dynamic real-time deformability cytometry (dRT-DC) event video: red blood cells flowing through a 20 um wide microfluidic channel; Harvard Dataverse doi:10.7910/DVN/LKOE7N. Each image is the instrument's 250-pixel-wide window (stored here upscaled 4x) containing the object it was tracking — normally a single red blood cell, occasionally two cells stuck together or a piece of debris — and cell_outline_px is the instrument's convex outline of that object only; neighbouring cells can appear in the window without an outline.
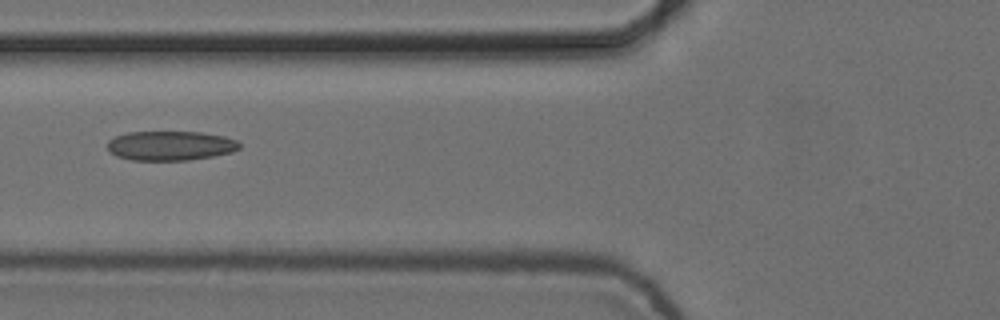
{"species": "common noctule bat (a hibernating species)", "species_latin": "Nyctalus noctula", "temperature_condition": "cold", "stored_images_in_passage": 7, "camera_frame_rate_fps": 3000, "um_per_image_px": 0.085, "animal": {"sex": "female", "body_mass_g": 24.6, "forearm_length_mm": 56.2}, "frame": {"image": 1, "passage_image": 6, "time_ms": 1.667, "image_size_px": [1000, 320], "cell_outline_px": [[240, 148], [232, 152], [212, 156], [188, 160], [132, 160], [116, 156], [108, 148], [108, 140], [116, 136], [128, 132], [200, 132], [224, 136], [236, 140], [240, 144]], "centroid_in_image_um": [14.49, 12.38], "position_along_channel_um": 111.3, "area_um2": 22.54}}
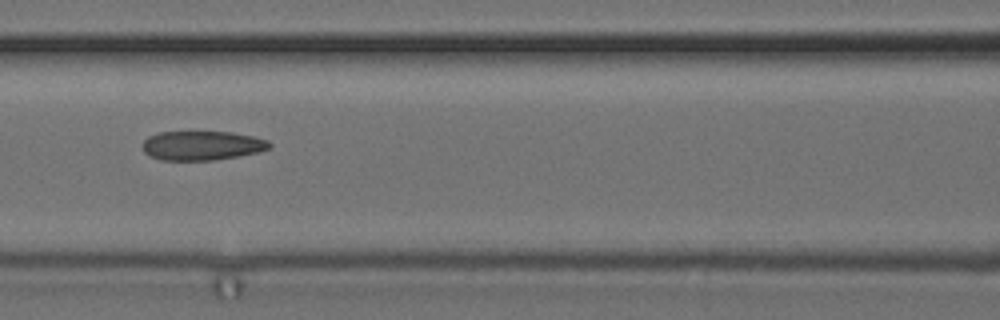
{"frame": {"image": 2, "passage_image": 7, "time_ms": 2.0, "image_size_px": [1000, 320], "cell_outline_px": [[272, 144], [268, 148], [260, 152], [212, 160], [160, 160], [148, 156], [144, 152], [140, 144], [148, 136], [160, 132], [232, 132], [252, 136], [268, 140]], "centroid_in_image_um": [17.12, 12.37], "position_along_channel_um": 149.5, "area_um2": 21.73}}